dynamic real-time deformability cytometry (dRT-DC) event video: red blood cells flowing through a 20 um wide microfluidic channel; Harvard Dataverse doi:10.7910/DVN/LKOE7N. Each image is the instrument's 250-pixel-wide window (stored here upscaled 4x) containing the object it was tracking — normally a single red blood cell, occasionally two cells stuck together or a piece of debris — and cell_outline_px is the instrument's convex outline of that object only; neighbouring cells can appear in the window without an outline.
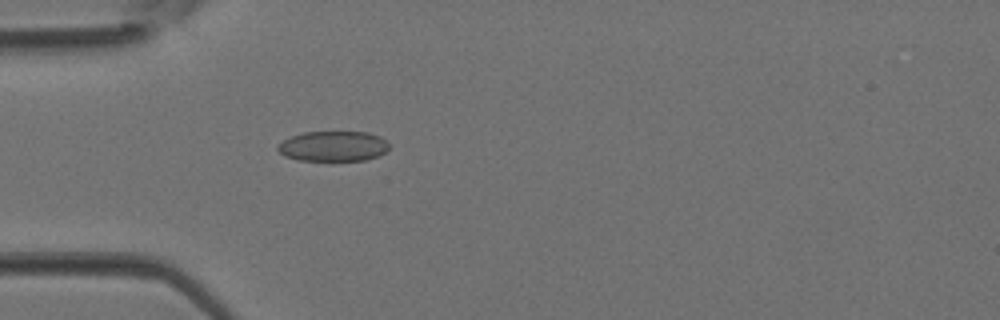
{"species": "Egyptian fruit bat (a non-hibernating species)", "species_latin": "Rousettus aegyptiacus", "temperature_condition": "room temperature", "stored_images_in_passage": 4, "camera_frame_rate_fps": 3000, "um_per_image_px": 0.085, "animal": {"sex": "female"}, "frame": {"image": 1, "passage_image": 4, "time_ms": 1.0, "image_size_px": [1000, 320], "cell_outline_px": [[388, 148], [384, 152], [376, 156], [364, 160], [332, 164], [328, 164], [296, 160], [284, 156], [276, 148], [276, 144], [292, 136], [304, 132], [368, 132], [380, 136], [388, 144]], "centroid_in_image_um": [28.26, 12.49], "position_along_channel_um": 56.7, "area_um2": 20.52}}